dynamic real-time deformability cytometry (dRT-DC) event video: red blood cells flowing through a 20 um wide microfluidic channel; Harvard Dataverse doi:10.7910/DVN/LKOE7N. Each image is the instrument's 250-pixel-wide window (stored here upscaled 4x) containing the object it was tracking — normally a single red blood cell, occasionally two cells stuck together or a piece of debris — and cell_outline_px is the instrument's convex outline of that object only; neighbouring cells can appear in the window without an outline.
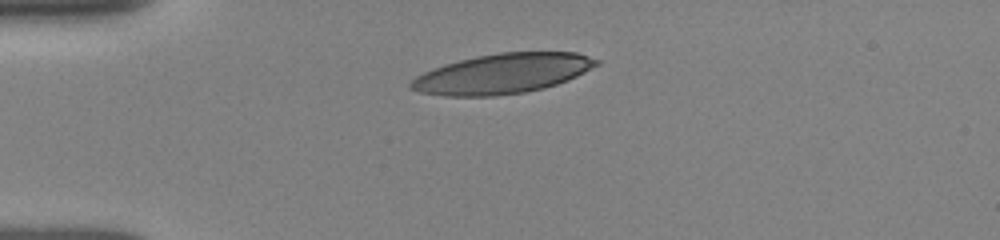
{"species": "human", "species_latin": "Homo sapiens", "temperature_condition": "room temperature", "stored_images_in_passage": 4, "camera_frame_rate_fps": 3000, "um_per_image_px": 0.085, "donor": {"sex": "female"}, "frame": {"image": 1, "passage_image": 1, "time_ms": 0.0, "image_size_px": [1000, 240], "cell_outline_px": [[600, 64], [568, 80], [544, 88], [524, 92], [496, 96], [444, 96], [420, 92], [408, 88], [408, 84], [416, 76], [432, 68], [444, 64], [476, 56], [500, 52], [576, 52], [600, 60]], "centroid_in_image_um": [42.69, 6.26], "position_along_channel_um": 42.3, "area_um2": 43.23}}